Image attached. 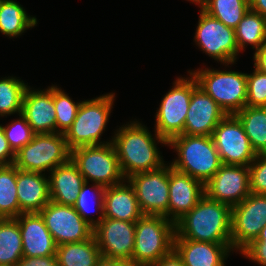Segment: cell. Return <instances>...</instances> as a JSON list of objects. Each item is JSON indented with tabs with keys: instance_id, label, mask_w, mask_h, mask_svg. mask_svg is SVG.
I'll return each instance as SVG.
<instances>
[{
	"instance_id": "6da1fadb",
	"label": "cell",
	"mask_w": 266,
	"mask_h": 266,
	"mask_svg": "<svg viewBox=\"0 0 266 266\" xmlns=\"http://www.w3.org/2000/svg\"><path fill=\"white\" fill-rule=\"evenodd\" d=\"M115 131L112 144L126 179L133 174L155 170L165 165L157 144L166 146L168 141L156 131L153 136L148 127L137 120L130 121Z\"/></svg>"
},
{
	"instance_id": "7a4b0ae2",
	"label": "cell",
	"mask_w": 266,
	"mask_h": 266,
	"mask_svg": "<svg viewBox=\"0 0 266 266\" xmlns=\"http://www.w3.org/2000/svg\"><path fill=\"white\" fill-rule=\"evenodd\" d=\"M232 207L204 195L175 222L174 239L231 243Z\"/></svg>"
},
{
	"instance_id": "3957f363",
	"label": "cell",
	"mask_w": 266,
	"mask_h": 266,
	"mask_svg": "<svg viewBox=\"0 0 266 266\" xmlns=\"http://www.w3.org/2000/svg\"><path fill=\"white\" fill-rule=\"evenodd\" d=\"M167 146H171L178 155L171 167L204 185L222 165L212 136L181 134L170 139Z\"/></svg>"
},
{
	"instance_id": "277c9868",
	"label": "cell",
	"mask_w": 266,
	"mask_h": 266,
	"mask_svg": "<svg viewBox=\"0 0 266 266\" xmlns=\"http://www.w3.org/2000/svg\"><path fill=\"white\" fill-rule=\"evenodd\" d=\"M175 223L160 215H143L136 221L132 262L151 266L174 249Z\"/></svg>"
},
{
	"instance_id": "5b68a950",
	"label": "cell",
	"mask_w": 266,
	"mask_h": 266,
	"mask_svg": "<svg viewBox=\"0 0 266 266\" xmlns=\"http://www.w3.org/2000/svg\"><path fill=\"white\" fill-rule=\"evenodd\" d=\"M114 100L115 93H106L82 101L73 124L64 134L70 150L80 146L112 143V139L102 142L101 137L109 122Z\"/></svg>"
},
{
	"instance_id": "8992f818",
	"label": "cell",
	"mask_w": 266,
	"mask_h": 266,
	"mask_svg": "<svg viewBox=\"0 0 266 266\" xmlns=\"http://www.w3.org/2000/svg\"><path fill=\"white\" fill-rule=\"evenodd\" d=\"M198 70V71H197ZM188 71L201 87L225 112L235 114L246 106V73L199 68Z\"/></svg>"
},
{
	"instance_id": "52a82bcc",
	"label": "cell",
	"mask_w": 266,
	"mask_h": 266,
	"mask_svg": "<svg viewBox=\"0 0 266 266\" xmlns=\"http://www.w3.org/2000/svg\"><path fill=\"white\" fill-rule=\"evenodd\" d=\"M70 157L64 134L41 133L34 134L32 140L15 153L14 165L21 170L45 174L67 163Z\"/></svg>"
},
{
	"instance_id": "ba28073f",
	"label": "cell",
	"mask_w": 266,
	"mask_h": 266,
	"mask_svg": "<svg viewBox=\"0 0 266 266\" xmlns=\"http://www.w3.org/2000/svg\"><path fill=\"white\" fill-rule=\"evenodd\" d=\"M70 159L85 182L110 187L126 180L112 143L76 147L71 150Z\"/></svg>"
},
{
	"instance_id": "9c48e42d",
	"label": "cell",
	"mask_w": 266,
	"mask_h": 266,
	"mask_svg": "<svg viewBox=\"0 0 266 266\" xmlns=\"http://www.w3.org/2000/svg\"><path fill=\"white\" fill-rule=\"evenodd\" d=\"M189 75L174 81L173 88L164 95L156 110L154 131L167 141L183 134L192 96V74Z\"/></svg>"
},
{
	"instance_id": "30bf717a",
	"label": "cell",
	"mask_w": 266,
	"mask_h": 266,
	"mask_svg": "<svg viewBox=\"0 0 266 266\" xmlns=\"http://www.w3.org/2000/svg\"><path fill=\"white\" fill-rule=\"evenodd\" d=\"M195 32V43L209 57L228 66L239 54L235 30L210 16L202 8Z\"/></svg>"
},
{
	"instance_id": "8fae6325",
	"label": "cell",
	"mask_w": 266,
	"mask_h": 266,
	"mask_svg": "<svg viewBox=\"0 0 266 266\" xmlns=\"http://www.w3.org/2000/svg\"><path fill=\"white\" fill-rule=\"evenodd\" d=\"M266 224V195L250 193L232 207L231 248L241 253L259 236Z\"/></svg>"
},
{
	"instance_id": "7c38bea8",
	"label": "cell",
	"mask_w": 266,
	"mask_h": 266,
	"mask_svg": "<svg viewBox=\"0 0 266 266\" xmlns=\"http://www.w3.org/2000/svg\"><path fill=\"white\" fill-rule=\"evenodd\" d=\"M126 180L133 186L143 215H160L168 219L169 166L131 175Z\"/></svg>"
},
{
	"instance_id": "4fadbf2b",
	"label": "cell",
	"mask_w": 266,
	"mask_h": 266,
	"mask_svg": "<svg viewBox=\"0 0 266 266\" xmlns=\"http://www.w3.org/2000/svg\"><path fill=\"white\" fill-rule=\"evenodd\" d=\"M212 138L222 164L249 166L256 157L239 119L227 114L215 127Z\"/></svg>"
},
{
	"instance_id": "5bb4252c",
	"label": "cell",
	"mask_w": 266,
	"mask_h": 266,
	"mask_svg": "<svg viewBox=\"0 0 266 266\" xmlns=\"http://www.w3.org/2000/svg\"><path fill=\"white\" fill-rule=\"evenodd\" d=\"M39 214L57 246L82 242L93 236L94 228L73 206L50 201Z\"/></svg>"
},
{
	"instance_id": "9a60e30c",
	"label": "cell",
	"mask_w": 266,
	"mask_h": 266,
	"mask_svg": "<svg viewBox=\"0 0 266 266\" xmlns=\"http://www.w3.org/2000/svg\"><path fill=\"white\" fill-rule=\"evenodd\" d=\"M136 222L104 217L94 227L93 235L103 257L132 261Z\"/></svg>"
},
{
	"instance_id": "2e32d148",
	"label": "cell",
	"mask_w": 266,
	"mask_h": 266,
	"mask_svg": "<svg viewBox=\"0 0 266 266\" xmlns=\"http://www.w3.org/2000/svg\"><path fill=\"white\" fill-rule=\"evenodd\" d=\"M205 195L233 207L250 192L249 166L222 164L204 185Z\"/></svg>"
},
{
	"instance_id": "e0dca14e",
	"label": "cell",
	"mask_w": 266,
	"mask_h": 266,
	"mask_svg": "<svg viewBox=\"0 0 266 266\" xmlns=\"http://www.w3.org/2000/svg\"><path fill=\"white\" fill-rule=\"evenodd\" d=\"M226 115V112L197 85L192 76V96L183 134L212 136L215 127Z\"/></svg>"
},
{
	"instance_id": "ac0fdd59",
	"label": "cell",
	"mask_w": 266,
	"mask_h": 266,
	"mask_svg": "<svg viewBox=\"0 0 266 266\" xmlns=\"http://www.w3.org/2000/svg\"><path fill=\"white\" fill-rule=\"evenodd\" d=\"M204 195V184L201 181L175 170L169 163V220L175 223L189 212Z\"/></svg>"
},
{
	"instance_id": "d6986e66",
	"label": "cell",
	"mask_w": 266,
	"mask_h": 266,
	"mask_svg": "<svg viewBox=\"0 0 266 266\" xmlns=\"http://www.w3.org/2000/svg\"><path fill=\"white\" fill-rule=\"evenodd\" d=\"M35 134L56 133V113L53 103V86L46 90L26 88L22 113Z\"/></svg>"
},
{
	"instance_id": "ffe728a7",
	"label": "cell",
	"mask_w": 266,
	"mask_h": 266,
	"mask_svg": "<svg viewBox=\"0 0 266 266\" xmlns=\"http://www.w3.org/2000/svg\"><path fill=\"white\" fill-rule=\"evenodd\" d=\"M16 220L21 231L23 257L56 255L57 245L39 213H22Z\"/></svg>"
},
{
	"instance_id": "44dd1931",
	"label": "cell",
	"mask_w": 266,
	"mask_h": 266,
	"mask_svg": "<svg viewBox=\"0 0 266 266\" xmlns=\"http://www.w3.org/2000/svg\"><path fill=\"white\" fill-rule=\"evenodd\" d=\"M19 215L39 213L49 202V178L44 173L21 170L16 167Z\"/></svg>"
},
{
	"instance_id": "7402d4cb",
	"label": "cell",
	"mask_w": 266,
	"mask_h": 266,
	"mask_svg": "<svg viewBox=\"0 0 266 266\" xmlns=\"http://www.w3.org/2000/svg\"><path fill=\"white\" fill-rule=\"evenodd\" d=\"M174 250L184 266H226L231 243H210L189 239H174Z\"/></svg>"
},
{
	"instance_id": "603a6c76",
	"label": "cell",
	"mask_w": 266,
	"mask_h": 266,
	"mask_svg": "<svg viewBox=\"0 0 266 266\" xmlns=\"http://www.w3.org/2000/svg\"><path fill=\"white\" fill-rule=\"evenodd\" d=\"M103 208L104 217L116 220L136 222L143 216L135 190L128 180L106 187Z\"/></svg>"
},
{
	"instance_id": "cb8c5ba5",
	"label": "cell",
	"mask_w": 266,
	"mask_h": 266,
	"mask_svg": "<svg viewBox=\"0 0 266 266\" xmlns=\"http://www.w3.org/2000/svg\"><path fill=\"white\" fill-rule=\"evenodd\" d=\"M48 178L50 201L73 206L85 180L72 160L54 168Z\"/></svg>"
},
{
	"instance_id": "d4e9b609",
	"label": "cell",
	"mask_w": 266,
	"mask_h": 266,
	"mask_svg": "<svg viewBox=\"0 0 266 266\" xmlns=\"http://www.w3.org/2000/svg\"><path fill=\"white\" fill-rule=\"evenodd\" d=\"M55 256L59 266H96L102 257L94 235L82 242L58 245Z\"/></svg>"
},
{
	"instance_id": "484cf974",
	"label": "cell",
	"mask_w": 266,
	"mask_h": 266,
	"mask_svg": "<svg viewBox=\"0 0 266 266\" xmlns=\"http://www.w3.org/2000/svg\"><path fill=\"white\" fill-rule=\"evenodd\" d=\"M37 25V18L28 15L24 7L14 0H0V32L17 38Z\"/></svg>"
},
{
	"instance_id": "4316f807",
	"label": "cell",
	"mask_w": 266,
	"mask_h": 266,
	"mask_svg": "<svg viewBox=\"0 0 266 266\" xmlns=\"http://www.w3.org/2000/svg\"><path fill=\"white\" fill-rule=\"evenodd\" d=\"M234 115L241 122L256 154L266 153V107L245 106Z\"/></svg>"
},
{
	"instance_id": "83f0119b",
	"label": "cell",
	"mask_w": 266,
	"mask_h": 266,
	"mask_svg": "<svg viewBox=\"0 0 266 266\" xmlns=\"http://www.w3.org/2000/svg\"><path fill=\"white\" fill-rule=\"evenodd\" d=\"M239 52L246 46L258 50L266 42V18L251 9L245 14L235 29Z\"/></svg>"
},
{
	"instance_id": "f1b7e54d",
	"label": "cell",
	"mask_w": 266,
	"mask_h": 266,
	"mask_svg": "<svg viewBox=\"0 0 266 266\" xmlns=\"http://www.w3.org/2000/svg\"><path fill=\"white\" fill-rule=\"evenodd\" d=\"M22 257V237L16 218H0V265L16 266Z\"/></svg>"
},
{
	"instance_id": "f546056e",
	"label": "cell",
	"mask_w": 266,
	"mask_h": 266,
	"mask_svg": "<svg viewBox=\"0 0 266 266\" xmlns=\"http://www.w3.org/2000/svg\"><path fill=\"white\" fill-rule=\"evenodd\" d=\"M202 9L235 30L250 9V4L249 0H206Z\"/></svg>"
},
{
	"instance_id": "4dcf8cb0",
	"label": "cell",
	"mask_w": 266,
	"mask_h": 266,
	"mask_svg": "<svg viewBox=\"0 0 266 266\" xmlns=\"http://www.w3.org/2000/svg\"><path fill=\"white\" fill-rule=\"evenodd\" d=\"M19 216L16 166L0 165V218Z\"/></svg>"
},
{
	"instance_id": "1f68e13d",
	"label": "cell",
	"mask_w": 266,
	"mask_h": 266,
	"mask_svg": "<svg viewBox=\"0 0 266 266\" xmlns=\"http://www.w3.org/2000/svg\"><path fill=\"white\" fill-rule=\"evenodd\" d=\"M88 184H89L88 182H85L82 185L81 191L79 192L78 198L75 204L73 205V207L80 214L83 220L86 221L88 224H90L94 228L104 218L103 203H104V192H105L106 187L100 184L93 183V185L88 188ZM91 191L92 193H90ZM91 202H94L93 204L96 206V208H94V211L99 212V215L96 220L93 219L91 216L89 217L91 212H94L92 209L94 206L91 207V204H92Z\"/></svg>"
},
{
	"instance_id": "d6a6232c",
	"label": "cell",
	"mask_w": 266,
	"mask_h": 266,
	"mask_svg": "<svg viewBox=\"0 0 266 266\" xmlns=\"http://www.w3.org/2000/svg\"><path fill=\"white\" fill-rule=\"evenodd\" d=\"M28 83L16 77L0 79V117L22 113L23 97Z\"/></svg>"
},
{
	"instance_id": "836d02e7",
	"label": "cell",
	"mask_w": 266,
	"mask_h": 266,
	"mask_svg": "<svg viewBox=\"0 0 266 266\" xmlns=\"http://www.w3.org/2000/svg\"><path fill=\"white\" fill-rule=\"evenodd\" d=\"M57 133L65 134L73 124L82 101L75 103L61 88L53 85Z\"/></svg>"
},
{
	"instance_id": "e575fe53",
	"label": "cell",
	"mask_w": 266,
	"mask_h": 266,
	"mask_svg": "<svg viewBox=\"0 0 266 266\" xmlns=\"http://www.w3.org/2000/svg\"><path fill=\"white\" fill-rule=\"evenodd\" d=\"M19 116V119L13 120L8 125H1L8 144L14 153L31 141L35 134L27 123L26 118L22 114Z\"/></svg>"
},
{
	"instance_id": "d590c367",
	"label": "cell",
	"mask_w": 266,
	"mask_h": 266,
	"mask_svg": "<svg viewBox=\"0 0 266 266\" xmlns=\"http://www.w3.org/2000/svg\"><path fill=\"white\" fill-rule=\"evenodd\" d=\"M247 77L246 106L266 107V73L256 69Z\"/></svg>"
},
{
	"instance_id": "8d00e7d4",
	"label": "cell",
	"mask_w": 266,
	"mask_h": 266,
	"mask_svg": "<svg viewBox=\"0 0 266 266\" xmlns=\"http://www.w3.org/2000/svg\"><path fill=\"white\" fill-rule=\"evenodd\" d=\"M250 192L266 195V153L257 154L249 165Z\"/></svg>"
},
{
	"instance_id": "74e56055",
	"label": "cell",
	"mask_w": 266,
	"mask_h": 266,
	"mask_svg": "<svg viewBox=\"0 0 266 266\" xmlns=\"http://www.w3.org/2000/svg\"><path fill=\"white\" fill-rule=\"evenodd\" d=\"M240 254L261 266H266V224L259 236Z\"/></svg>"
},
{
	"instance_id": "f35d334b",
	"label": "cell",
	"mask_w": 266,
	"mask_h": 266,
	"mask_svg": "<svg viewBox=\"0 0 266 266\" xmlns=\"http://www.w3.org/2000/svg\"><path fill=\"white\" fill-rule=\"evenodd\" d=\"M15 153L10 148L6 139L5 133L0 128V165H11L14 164Z\"/></svg>"
},
{
	"instance_id": "ab89813d",
	"label": "cell",
	"mask_w": 266,
	"mask_h": 266,
	"mask_svg": "<svg viewBox=\"0 0 266 266\" xmlns=\"http://www.w3.org/2000/svg\"><path fill=\"white\" fill-rule=\"evenodd\" d=\"M16 266H59L56 256L22 257Z\"/></svg>"
},
{
	"instance_id": "60d3db41",
	"label": "cell",
	"mask_w": 266,
	"mask_h": 266,
	"mask_svg": "<svg viewBox=\"0 0 266 266\" xmlns=\"http://www.w3.org/2000/svg\"><path fill=\"white\" fill-rule=\"evenodd\" d=\"M151 266H184L182 258L173 249L168 255L162 257Z\"/></svg>"
},
{
	"instance_id": "b9f144b4",
	"label": "cell",
	"mask_w": 266,
	"mask_h": 266,
	"mask_svg": "<svg viewBox=\"0 0 266 266\" xmlns=\"http://www.w3.org/2000/svg\"><path fill=\"white\" fill-rule=\"evenodd\" d=\"M253 59L254 67L266 73V42L255 51Z\"/></svg>"
},
{
	"instance_id": "7bdbcfd3",
	"label": "cell",
	"mask_w": 266,
	"mask_h": 266,
	"mask_svg": "<svg viewBox=\"0 0 266 266\" xmlns=\"http://www.w3.org/2000/svg\"><path fill=\"white\" fill-rule=\"evenodd\" d=\"M96 266H137L132 261L115 260L106 257H101Z\"/></svg>"
},
{
	"instance_id": "ee69618b",
	"label": "cell",
	"mask_w": 266,
	"mask_h": 266,
	"mask_svg": "<svg viewBox=\"0 0 266 266\" xmlns=\"http://www.w3.org/2000/svg\"><path fill=\"white\" fill-rule=\"evenodd\" d=\"M250 9L266 18V0H249Z\"/></svg>"
},
{
	"instance_id": "f6af8a7d",
	"label": "cell",
	"mask_w": 266,
	"mask_h": 266,
	"mask_svg": "<svg viewBox=\"0 0 266 266\" xmlns=\"http://www.w3.org/2000/svg\"><path fill=\"white\" fill-rule=\"evenodd\" d=\"M188 1H191V3H195V5L197 4L200 8H203L206 0H188Z\"/></svg>"
}]
</instances>
